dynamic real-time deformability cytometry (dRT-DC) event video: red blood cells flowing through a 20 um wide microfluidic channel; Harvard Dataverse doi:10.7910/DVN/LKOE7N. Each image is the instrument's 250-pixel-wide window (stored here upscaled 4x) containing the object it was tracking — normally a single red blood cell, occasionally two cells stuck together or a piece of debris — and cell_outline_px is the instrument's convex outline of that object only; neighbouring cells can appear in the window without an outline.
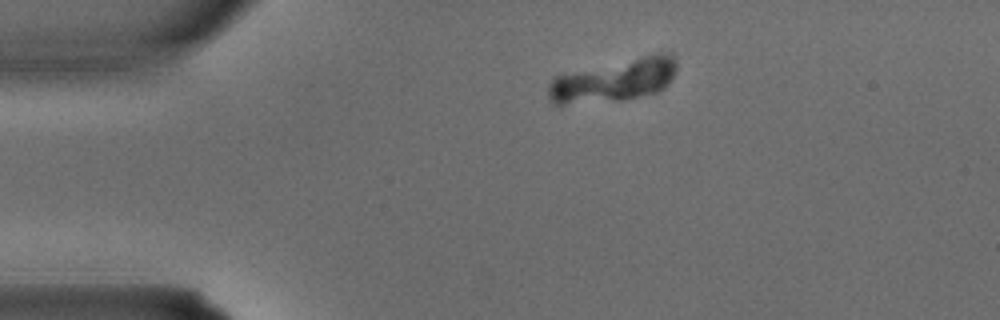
{"species": "common noctule bat (a hibernating species)", "species_latin": "Nyctalus noctula", "temperature_condition": "warm", "stored_images_in_passage": 2, "camera_frame_rate_fps": 3000, "um_per_image_px": 0.085, "animal": {"sex": "male", "body_mass_g": 15.6}, "frame": {"image": 1, "passage_image": 1, "time_ms": 0.0, "image_size_px": [1000, 320], "cell_outline_px": [[676, 72], [668, 84], [664, 88], [656, 92], [620, 100], [564, 104], [552, 104], [548, 100], [548, 84], [552, 76], [560, 72], [664, 52], [672, 52], [676, 60]], "centroid_in_image_um": [52.12, 6.8], "position_along_channel_um": 32.9, "area_um2": 32.6}}